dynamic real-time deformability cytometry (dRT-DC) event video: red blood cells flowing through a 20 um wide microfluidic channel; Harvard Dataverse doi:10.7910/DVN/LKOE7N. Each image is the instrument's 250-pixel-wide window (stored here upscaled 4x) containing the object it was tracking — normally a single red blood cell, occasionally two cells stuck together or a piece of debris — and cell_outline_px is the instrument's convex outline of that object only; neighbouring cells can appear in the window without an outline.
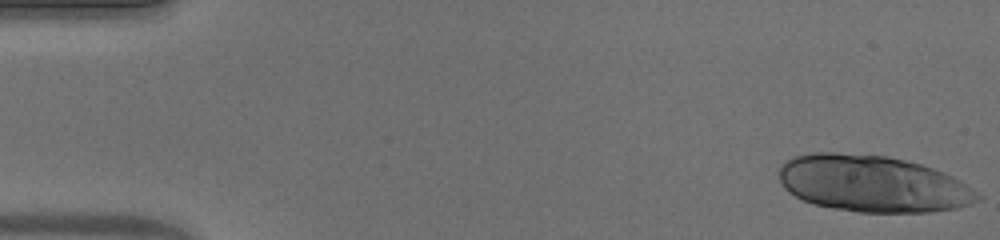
{"species": "human", "species_latin": "Homo sapiens", "temperature_condition": "warm", "stored_images_in_passage": 31, "camera_frame_rate_fps": 3000, "um_per_image_px": 0.085, "donor": {"sex": "male"}, "frame": {"image": 1, "passage_image": 1, "time_ms": 0.0, "image_size_px": [1000, 240], "cell_outline_px": [[984, 196], [968, 204], [956, 208], [932, 212], [860, 212], [832, 208], [812, 204], [788, 192], [784, 188], [780, 180], [780, 164], [792, 156], [812, 152], [836, 152], [884, 156], [904, 160], [920, 164], [944, 172], [960, 180]], "centroid_in_image_um": [74.15, 15.61], "position_along_channel_um": 10.8, "area_um2": 65.55}}
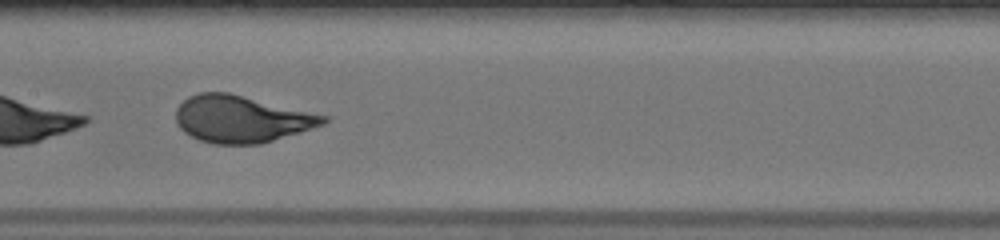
{"frame": {"image": 2, "passage_image": 26, "time_ms": 8.333, "image_size_px": [1000, 240], "cell_outline_px": [[328, 120], [324, 124], [300, 132], [260, 144], [212, 144], [200, 140], [184, 132], [176, 124], [176, 108], [188, 96], [200, 92], [228, 92], [328, 116]], "centroid_in_image_um": [20.49, 10.11], "position_along_channel_um": 186.9, "area_um2": 40.23}}